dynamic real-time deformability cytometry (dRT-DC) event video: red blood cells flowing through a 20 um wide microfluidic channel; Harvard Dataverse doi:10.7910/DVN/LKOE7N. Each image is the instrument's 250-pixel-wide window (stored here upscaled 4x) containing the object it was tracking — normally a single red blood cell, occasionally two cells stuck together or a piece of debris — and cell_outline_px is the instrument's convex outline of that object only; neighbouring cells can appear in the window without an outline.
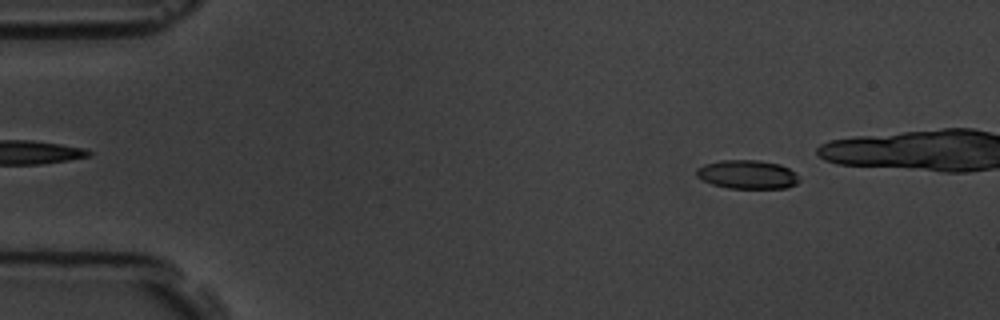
{"species": "common noctule bat (a hibernating species)", "species_latin": "Nyctalus noctula", "temperature_condition": "room temperature", "stored_images_in_passage": 7, "camera_frame_rate_fps": 3000, "um_per_image_px": 0.085, "animal": {"sex": "male", "body_mass_g": 19.5, "forearm_length_mm": 54.6}, "frame": {"image": 1, "passage_image": 2, "time_ms": 1.0, "image_size_px": [1000, 320], "cell_outline_px": [[800, 180], [796, 184], [788, 188], [728, 188], [712, 184], [696, 176], [696, 168], [704, 164], [720, 160], [756, 160], [780, 164], [796, 172]], "centroid_in_image_um": [63.54, 14.83], "position_along_channel_um": 21.5, "area_um2": 17.28}}